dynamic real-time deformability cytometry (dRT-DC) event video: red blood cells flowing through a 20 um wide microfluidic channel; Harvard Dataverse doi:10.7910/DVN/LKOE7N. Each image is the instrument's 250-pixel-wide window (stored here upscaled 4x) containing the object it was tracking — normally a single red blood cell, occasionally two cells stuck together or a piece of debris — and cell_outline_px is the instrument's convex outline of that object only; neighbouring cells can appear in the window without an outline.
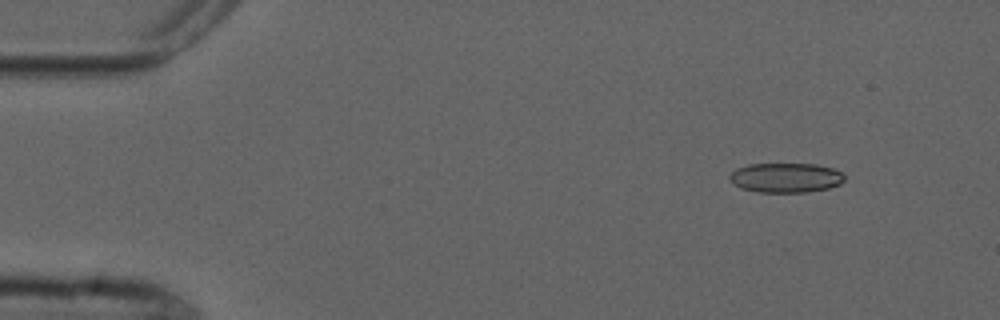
{"species": "common noctule bat (a hibernating species)", "species_latin": "Nyctalus noctula", "temperature_condition": "cold", "stored_images_in_passage": 5, "camera_frame_rate_fps": 3000, "um_per_image_px": 0.085, "animal": {"sex": "male", "forearm_length_mm": 52.5}, "frame": {"image": 1, "passage_image": 1, "time_ms": 0.0, "image_size_px": [1000, 320], "cell_outline_px": [[844, 180], [840, 184], [828, 188], [808, 192], [760, 192], [740, 188], [728, 176], [736, 168], [748, 164], [816, 164], [832, 168], [840, 172], [844, 176]], "centroid_in_image_um": [66.79, 15.1], "position_along_channel_um": 18.2, "area_um2": 19.71}}
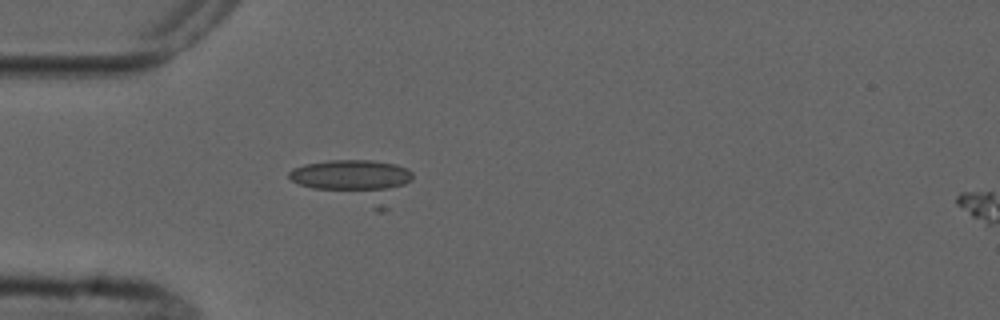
{"frame": {"image": 2, "passage_image": 4, "time_ms": 3.333, "image_size_px": [1000, 320], "cell_outline_px": [[412, 180], [388, 208], [380, 212], [376, 212], [300, 184], [292, 180], [288, 176], [288, 172], [292, 168], [304, 164], [328, 160], [372, 160], [396, 164], [408, 168], [412, 172]], "centroid_in_image_um": [30.23, 15.38], "position_along_channel_um": 54.8, "area_um2": 30.63}}